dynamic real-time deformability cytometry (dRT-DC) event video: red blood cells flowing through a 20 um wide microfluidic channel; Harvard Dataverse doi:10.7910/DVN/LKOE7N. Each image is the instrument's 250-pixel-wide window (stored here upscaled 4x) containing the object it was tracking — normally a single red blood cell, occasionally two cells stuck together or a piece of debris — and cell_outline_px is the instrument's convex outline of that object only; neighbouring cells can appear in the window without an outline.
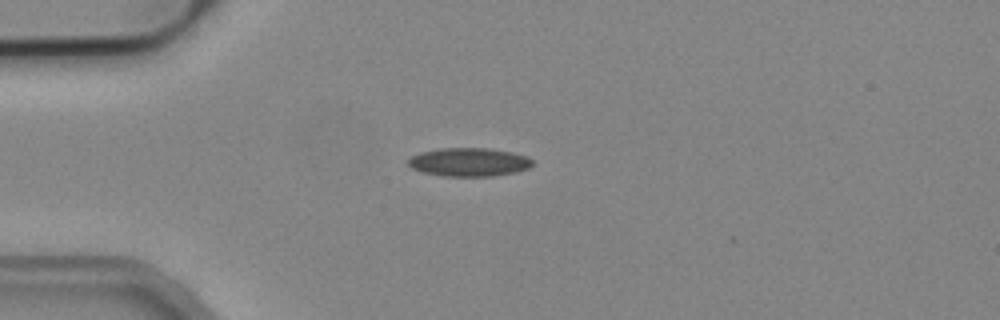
{"species": "common noctule bat (a hibernating species)", "species_latin": "Nyctalus noctula", "temperature_condition": "cold", "stored_images_in_passage": 2, "camera_frame_rate_fps": 3000, "um_per_image_px": 0.085, "animal": {"sex": "male", "body_mass_g": 19.2, "forearm_length_mm": 51.8}, "frame": {"image": 1, "passage_image": 1, "time_ms": 0.0, "image_size_px": [1000, 320], "cell_outline_px": [[532, 164], [528, 168], [516, 172], [492, 176], [444, 176], [424, 172], [412, 168], [408, 164], [408, 160], [412, 156], [420, 152], [444, 148], [488, 148], [512, 152], [528, 156], [532, 160]], "centroid_in_image_um": [39.89, 13.77], "position_along_channel_um": 45.1, "area_um2": 20.52}}
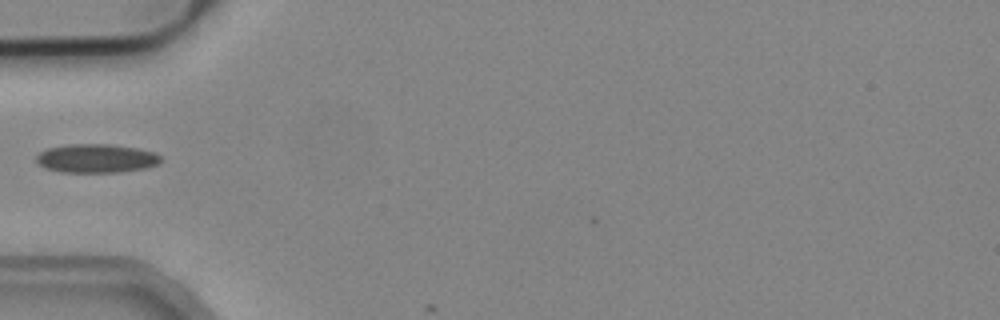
{"frame": {"image": 2, "passage_image": 2, "time_ms": 0.333, "image_size_px": [1000, 320], "cell_outline_px": [[160, 160], [156, 164], [144, 168], [116, 172], [64, 172], [44, 168], [36, 160], [36, 156], [40, 152], [48, 148], [68, 144], [108, 144], [136, 148], [156, 152], [160, 156]], "centroid_in_image_um": [8.16, 13.45], "position_along_channel_um": 76.8, "area_um2": 20.63}}